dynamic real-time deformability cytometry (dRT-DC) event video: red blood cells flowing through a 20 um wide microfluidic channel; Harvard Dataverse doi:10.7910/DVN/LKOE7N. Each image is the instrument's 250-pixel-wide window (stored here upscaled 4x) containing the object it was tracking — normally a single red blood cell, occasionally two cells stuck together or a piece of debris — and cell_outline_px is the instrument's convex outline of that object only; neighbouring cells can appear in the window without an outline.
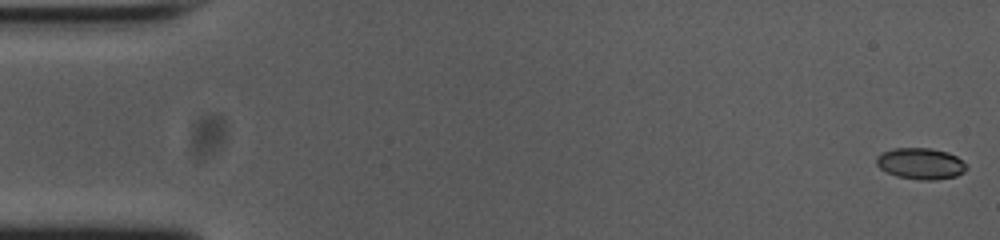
{"species": "common noctule bat (a hibernating species)", "species_latin": "Nyctalus noctula", "temperature_condition": "cold", "stored_images_in_passage": 54, "camera_frame_rate_fps": 3000, "um_per_image_px": 0.085, "animal": {"sex": "female", "body_mass_g": 23.0, "forearm_length_mm": 53.4}, "frame": {"image": 1, "passage_image": 1, "time_ms": 0.0, "image_size_px": [1000, 240], "cell_outline_px": [[968, 168], [964, 172], [956, 176], [936, 180], [920, 180], [896, 176], [880, 168], [876, 164], [876, 160], [884, 152], [892, 148], [932, 148], [948, 152], [956, 156], [968, 164]], "centroid_in_image_um": [78.31, 13.91], "position_along_channel_um": 6.7, "area_um2": 16.47}}
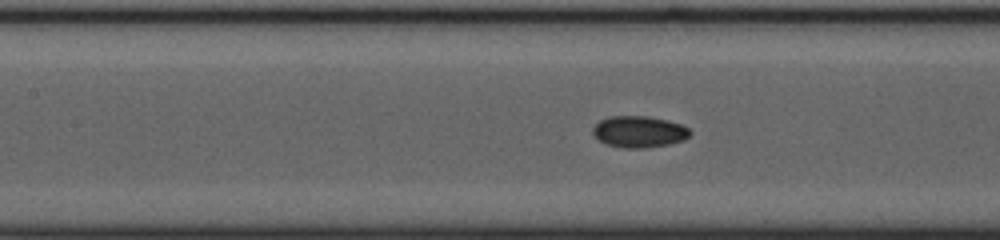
{"frame": {"image": 2, "passage_image": 24, "time_ms": 7.667, "image_size_px": [1000, 240], "cell_outline_px": [[692, 132], [684, 140], [668, 144], [644, 148], [624, 148], [608, 144], [600, 140], [592, 132], [592, 128], [600, 120], [608, 116], [648, 116], [680, 124], [688, 128]], "centroid_in_image_um": [54.31, 11.19], "position_along_channel_um": 153.1, "area_um2": 17.63}}
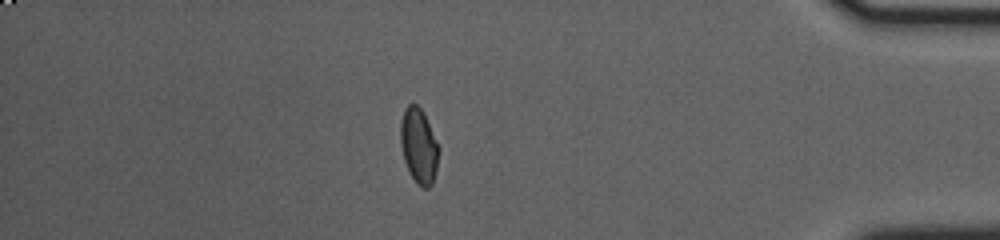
{"frame": {"image": 3, "passage_image": 47, "time_ms": 15.333, "image_size_px": [1000, 240], "cell_outline_px": [[440, 148], [436, 172], [432, 184], [428, 188], [420, 188], [416, 184], [408, 172], [404, 160], [400, 144], [400, 120], [404, 108], [408, 104], [416, 104], [420, 108]], "centroid_in_image_um": [35.58, 12.45], "position_along_channel_um": 399.6, "area_um2": 16.94}, "authors_computed_cell_mechanics": {"area_um2": 16.7331, "velocity_mm_per_s": 3.7546, "shape_relaxation_time_tau1_ms": 4.8298, "shape_relaxation_time_tau2_ms": 1.0948, "deformation_change_tau1": 0.1082, "deformation_change_tau2": 0.0401}}